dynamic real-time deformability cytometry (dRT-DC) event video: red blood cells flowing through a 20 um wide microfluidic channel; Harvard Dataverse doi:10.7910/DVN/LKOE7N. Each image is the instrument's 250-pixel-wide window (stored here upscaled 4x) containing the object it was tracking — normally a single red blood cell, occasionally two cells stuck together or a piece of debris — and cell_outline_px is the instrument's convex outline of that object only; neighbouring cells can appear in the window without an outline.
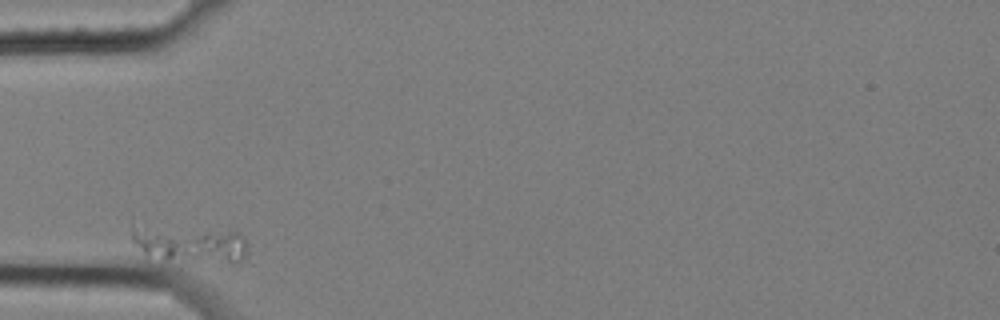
{"species": "common noctule bat (a hibernating species)", "species_latin": "Nyctalus noctula", "temperature_condition": "cold", "stored_images_in_passage": 3, "camera_frame_rate_fps": 3000, "um_per_image_px": 0.085, "animal": {"sex": "female", "body_mass_g": 25.1}, "frame": {"image": 1, "passage_image": 1, "time_ms": 0.0, "image_size_px": [1000, 320], "cell_outline_px": [[248, 252], [240, 264], [236, 264], [164, 260], [144, 252], [132, 240], [132, 228], [240, 232], [244, 236], [248, 248]], "centroid_in_image_um": [16.35, 20.84], "position_along_channel_um": 68.7, "area_um2": 23.93}}
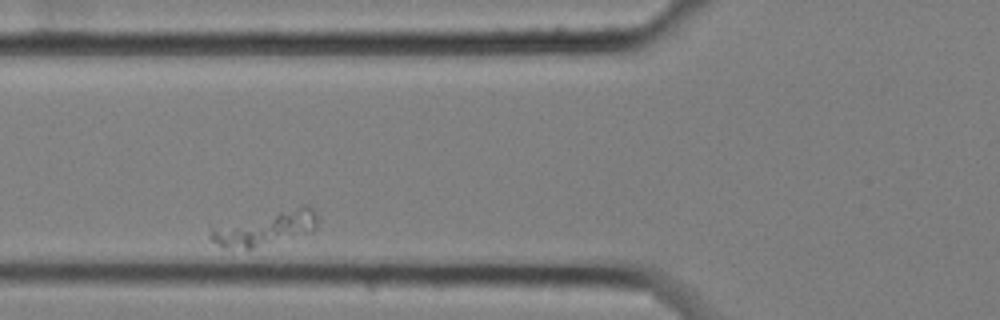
{"frame": {"image": 2, "passage_image": 2, "time_ms": 0.333, "image_size_px": [1000, 320], "cell_outline_px": [[316, 228], [312, 232], [252, 248], [224, 248], [212, 240], [208, 236], [212, 228], [304, 204], [308, 204], [312, 208], [316, 216]], "centroid_in_image_um": [22.61, 19.4], "position_along_channel_um": 103.2, "area_um2": 20.63}}